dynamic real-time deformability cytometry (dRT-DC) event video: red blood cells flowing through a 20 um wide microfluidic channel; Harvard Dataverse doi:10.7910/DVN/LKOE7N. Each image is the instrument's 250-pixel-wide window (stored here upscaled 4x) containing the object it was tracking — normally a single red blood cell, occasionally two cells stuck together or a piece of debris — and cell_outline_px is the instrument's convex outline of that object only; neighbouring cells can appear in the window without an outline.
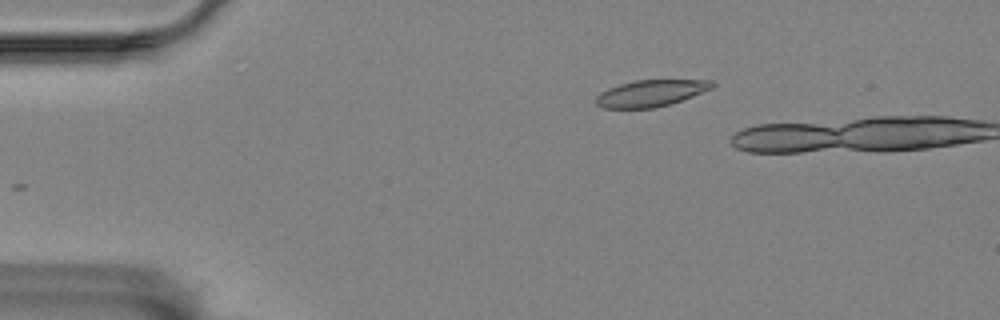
{"species": "Egyptian fruit bat (a non-hibernating species)", "species_latin": "Rousettus aegyptiacus", "temperature_condition": "room temperature", "stored_images_in_passage": 3, "camera_frame_rate_fps": 3000, "um_per_image_px": 0.085, "animal": {"sex": "female"}, "frame": {"image": 1, "passage_image": 1, "time_ms": 0.0, "image_size_px": [1000, 320], "cell_outline_px": [[716, 84], [712, 88], [692, 96], [668, 104], [652, 108], [604, 108], [596, 104], [596, 96], [600, 92], [608, 88], [620, 84], [636, 80], [712, 80]], "centroid_in_image_um": [55.3, 7.91], "position_along_channel_um": 29.7, "area_um2": 17.8}}